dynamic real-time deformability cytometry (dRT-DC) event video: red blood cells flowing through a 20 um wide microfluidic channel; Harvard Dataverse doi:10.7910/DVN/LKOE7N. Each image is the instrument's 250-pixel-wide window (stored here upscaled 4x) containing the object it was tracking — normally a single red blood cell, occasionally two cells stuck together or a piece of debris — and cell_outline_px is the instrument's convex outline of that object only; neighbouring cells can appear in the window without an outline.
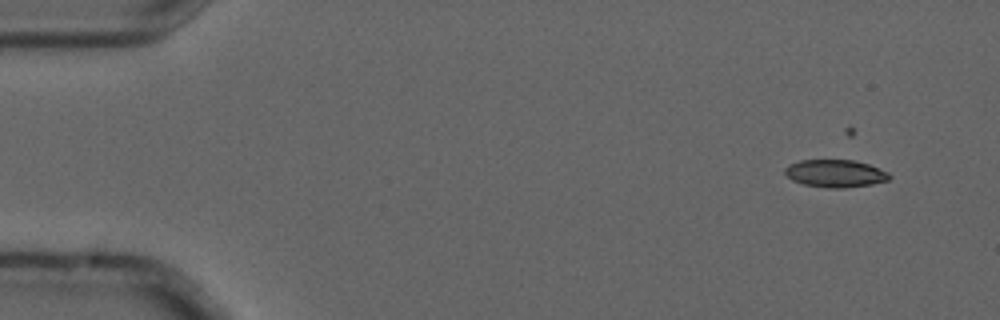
{"species": "common noctule bat (a hibernating species)", "species_latin": "Nyctalus noctula", "temperature_condition": "cold", "stored_images_in_passage": 6, "camera_frame_rate_fps": 3000, "um_per_image_px": 0.085, "animal": {"sex": "male", "forearm_length_mm": 52.5}, "frame": {"image": 1, "passage_image": 2, "time_ms": 0.333, "image_size_px": [1000, 320], "cell_outline_px": [[892, 176], [888, 180], [872, 184], [844, 188], [828, 188], [804, 184], [792, 180], [784, 172], [784, 168], [788, 164], [800, 160], [856, 160], [868, 164], [888, 172]], "centroid_in_image_um": [71.0, 14.74], "position_along_channel_um": 14.0, "area_um2": 16.82}}